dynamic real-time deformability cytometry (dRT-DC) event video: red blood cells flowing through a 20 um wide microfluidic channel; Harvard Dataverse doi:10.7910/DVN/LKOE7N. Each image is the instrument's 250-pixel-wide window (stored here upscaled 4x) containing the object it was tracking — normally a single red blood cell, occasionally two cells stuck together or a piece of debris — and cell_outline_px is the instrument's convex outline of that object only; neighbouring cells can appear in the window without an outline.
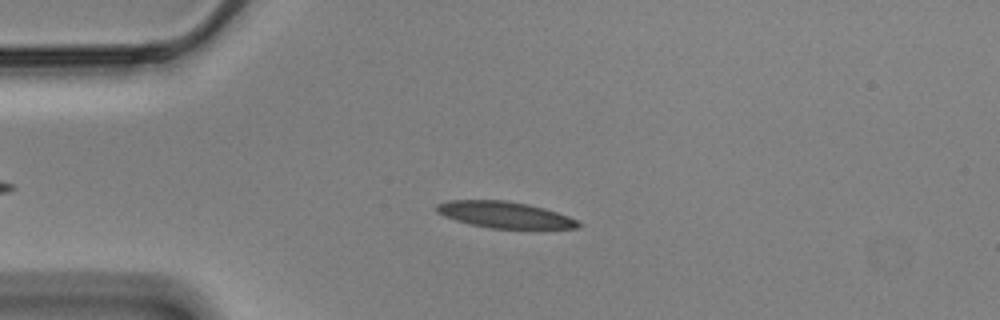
{"species": "Egyptian fruit bat (a non-hibernating species)", "species_latin": "Rousettus aegyptiacus", "temperature_condition": "cold", "stored_images_in_passage": 43, "camera_frame_rate_fps": 3000, "um_per_image_px": 0.085, "animal": {"sex": "male"}, "frame": {"image": 1, "passage_image": 13, "time_ms": 4.0, "image_size_px": [1000, 320], "cell_outline_px": [[584, 224], [580, 228], [488, 228], [456, 220], [444, 216], [436, 212], [436, 204], [448, 200], [504, 200], [528, 204], [544, 208], [568, 216]], "centroid_in_image_um": [42.89, 18.25], "position_along_channel_um": 42.1, "area_um2": 21.68}}
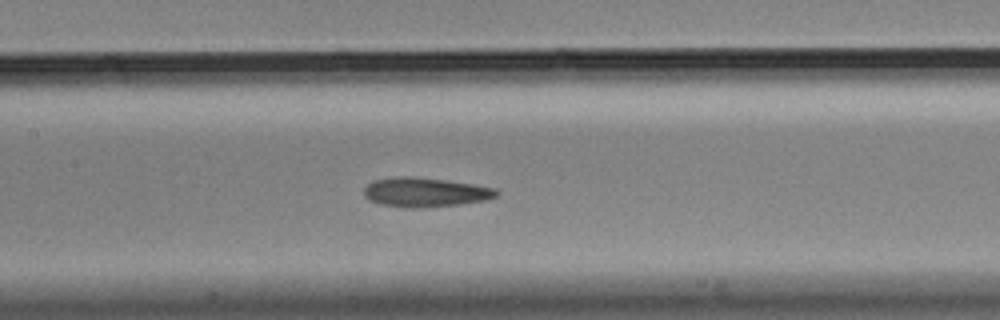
{"frame": {"image": 2, "passage_image": 26, "time_ms": 8.333, "image_size_px": [1000, 320], "cell_outline_px": [[500, 192], [496, 196], [484, 200], [456, 204], [412, 208], [380, 204], [368, 200], [364, 196], [364, 188], [372, 180], [396, 176], [412, 176], [448, 180], [496, 188]], "centroid_in_image_um": [36.1, 16.32], "position_along_channel_um": 171.3, "area_um2": 22.54}}
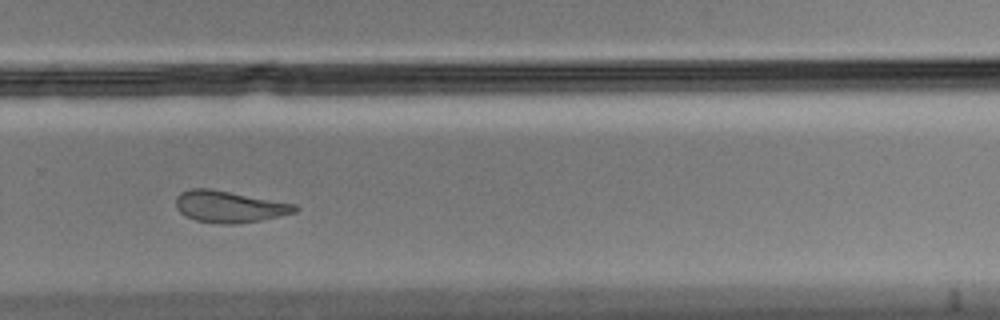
{"frame": {"image": 3, "passage_image": 38, "time_ms": 12.333, "image_size_px": [1000, 320], "cell_outline_px": [[300, 208], [296, 212], [260, 220], [236, 224], [220, 224], [196, 220], [184, 216], [176, 208], [176, 196], [180, 192], [192, 188], [212, 188], [296, 204]], "centroid_in_image_um": [19.47, 17.55], "position_along_channel_um": 310.3, "area_um2": 22.14}, "authors_computed_cell_mechanics": {"area_um2": 21.964, "velocity_mm_per_s": 3.4867, "shape_relaxation_time_tau1_ms": null, "shape_relaxation_time_tau2_ms": 2.2529, "deformation_change_tau1": null, "deformation_change_tau2": 0.099}}